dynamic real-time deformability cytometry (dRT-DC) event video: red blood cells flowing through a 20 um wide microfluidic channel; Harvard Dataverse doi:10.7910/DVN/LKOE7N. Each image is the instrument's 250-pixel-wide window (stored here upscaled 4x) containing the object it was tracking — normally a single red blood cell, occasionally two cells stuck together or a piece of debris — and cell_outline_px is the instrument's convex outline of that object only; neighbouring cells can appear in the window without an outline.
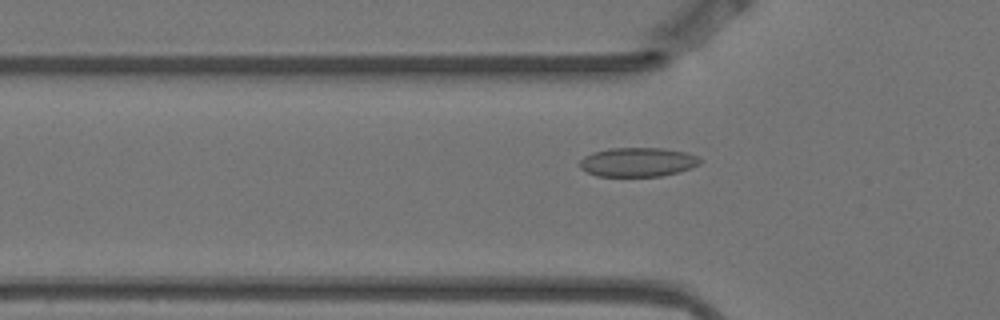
{"species": "Egyptian fruit bat (a non-hibernating species)", "species_latin": "Rousettus aegyptiacus", "temperature_condition": "warm", "stored_images_in_passage": 6, "camera_frame_rate_fps": 3000, "um_per_image_px": 0.085, "animal": {"sex": "female"}, "frame": {"image": 1, "passage_image": 6, "time_ms": 1.667, "image_size_px": [1000, 320], "cell_outline_px": [[704, 160], [700, 164], [692, 168], [680, 172], [660, 176], [596, 176], [580, 168], [580, 160], [584, 156], [592, 152], [608, 148], [664, 148], [684, 152], [700, 156]], "centroid_in_image_um": [54.25, 13.77], "position_along_channel_um": 71.6, "area_um2": 20.69}}